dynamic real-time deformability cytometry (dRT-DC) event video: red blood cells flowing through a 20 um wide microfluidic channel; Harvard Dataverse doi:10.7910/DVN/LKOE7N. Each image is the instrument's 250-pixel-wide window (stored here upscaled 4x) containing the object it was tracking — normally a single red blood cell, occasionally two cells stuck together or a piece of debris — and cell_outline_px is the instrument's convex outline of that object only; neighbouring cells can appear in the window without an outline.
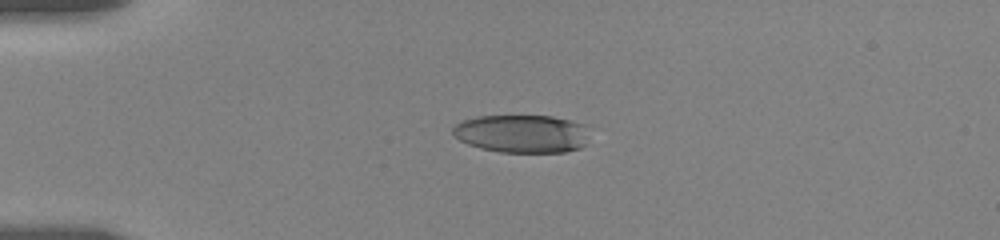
{"species": "human", "species_latin": "Homo sapiens", "temperature_condition": "room temperature", "stored_images_in_passage": 20, "camera_frame_rate_fps": 3000, "um_per_image_px": 0.085, "donor": {"sex": "female"}, "frame": {"image": 1, "passage_image": 8, "time_ms": 3.667, "image_size_px": [1000, 240], "cell_outline_px": [[588, 144], [580, 148], [564, 152], [500, 152], [480, 148], [468, 144], [452, 136], [452, 128], [456, 124], [464, 120], [476, 116], [552, 116], [584, 124]], "centroid_in_image_um": [44.34, 11.37], "position_along_channel_um": 40.7, "area_um2": 30.35}}
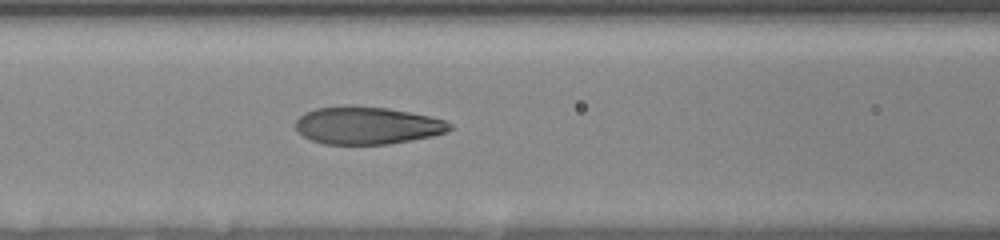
{"frame": {"image": 2, "passage_image": 15, "time_ms": 7.333, "image_size_px": [1000, 240], "cell_outline_px": [[452, 128], [448, 132], [432, 136], [388, 144], [324, 144], [312, 140], [296, 132], [296, 120], [304, 112], [316, 108], [344, 104], [348, 104], [388, 108], [432, 116], [444, 120], [452, 124]], "centroid_in_image_um": [31.2, 10.64], "position_along_channel_um": 135.4, "area_um2": 34.16}}
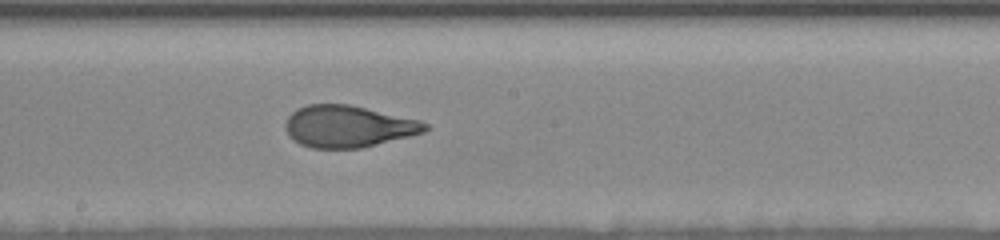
{"frame": {"image": 3, "passage_image": 20, "time_ms": 9.667, "image_size_px": [1000, 240], "cell_outline_px": [[432, 128], [424, 132], [360, 148], [312, 148], [300, 144], [288, 136], [284, 128], [284, 124], [288, 116], [296, 108], [308, 104], [348, 104], [420, 120], [428, 124]], "centroid_in_image_um": [29.56, 10.74], "position_along_channel_um": 218.6, "area_um2": 34.04}}